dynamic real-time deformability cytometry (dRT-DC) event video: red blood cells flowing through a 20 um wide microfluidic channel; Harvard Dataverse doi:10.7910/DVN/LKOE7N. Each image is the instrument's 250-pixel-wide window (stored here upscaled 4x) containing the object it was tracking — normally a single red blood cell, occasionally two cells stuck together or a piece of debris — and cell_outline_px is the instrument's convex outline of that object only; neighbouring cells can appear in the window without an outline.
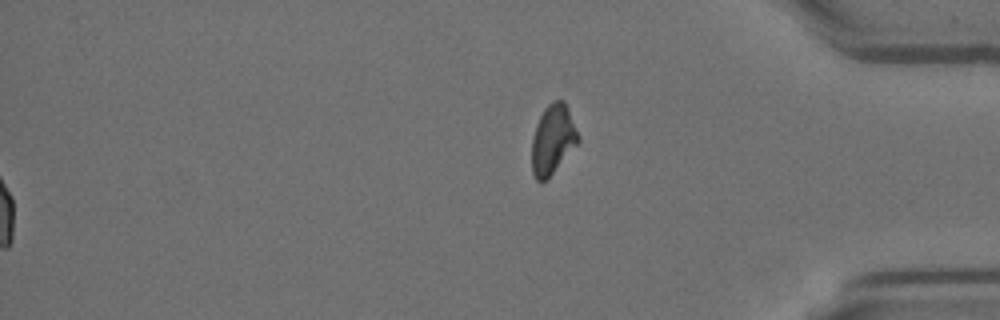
{"species": "Egyptian fruit bat (a non-hibernating species)", "species_latin": "Rousettus aegyptiacus", "temperature_condition": "room temperature", "stored_images_in_passage": 55, "segment_of_instrument_passage": [2, 2], "camera_frame_rate_fps": 3000, "um_per_image_px": 0.085, "animal": {"sex": "female"}, "frame": {"image": 1, "passage_image": 55, "time_ms": 18.0, "image_size_px": [1000, 320], "cell_outline_px": [[580, 140], [552, 172], [540, 184], [536, 180], [532, 172], [532, 136], [536, 124], [544, 108], [552, 100], [564, 100], [568, 108], [580, 136]], "centroid_in_image_um": [46.97, 11.81], "position_along_channel_um": 388.2, "area_um2": 18.61}}